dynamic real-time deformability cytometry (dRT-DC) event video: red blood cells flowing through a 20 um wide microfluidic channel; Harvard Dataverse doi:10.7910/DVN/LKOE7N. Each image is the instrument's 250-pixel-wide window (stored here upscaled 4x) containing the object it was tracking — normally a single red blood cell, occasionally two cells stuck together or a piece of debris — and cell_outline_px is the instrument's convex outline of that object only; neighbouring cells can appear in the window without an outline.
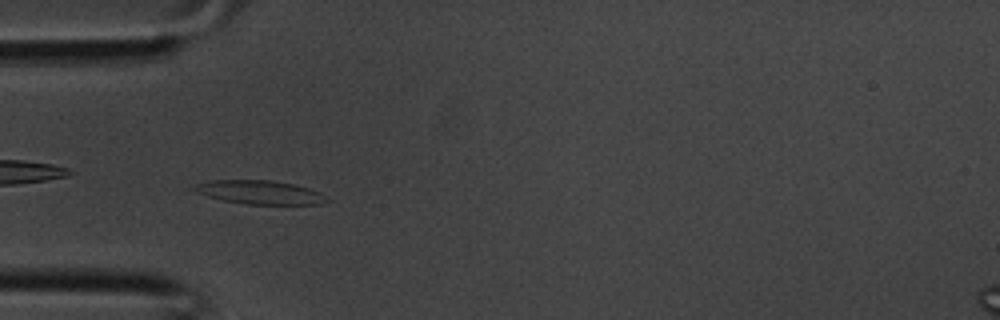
{"species": "common noctule bat (a hibernating species)", "species_latin": "Nyctalus noctula", "temperature_condition": "room temperature", "stored_images_in_passage": 28, "camera_frame_rate_fps": 3000, "um_per_image_px": 0.085, "animal": {"sex": "male", "body_mass_g": 20.1, "forearm_length_mm": 53.5}, "frame": {"image": 1, "passage_image": 2, "time_ms": 0.333, "image_size_px": [1000, 320], "cell_outline_px": [[332, 200], [320, 204], [244, 204], [224, 200], [208, 196], [196, 192], [188, 188], [196, 184], [212, 180], [272, 180], [292, 184], [308, 188], [320, 192]], "centroid_in_image_um": [22.08, 16.34], "position_along_channel_um": 62.9, "area_um2": 18.32}}
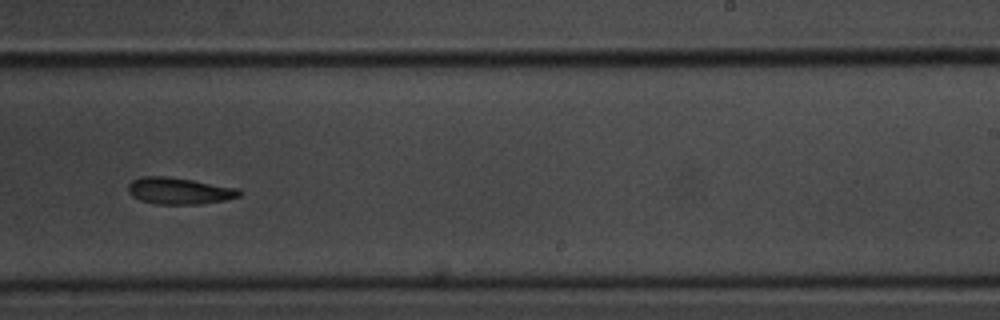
{"frame": {"image": 2, "passage_image": 14, "time_ms": 4.333, "image_size_px": [1000, 320], "cell_outline_px": [[240, 196], [224, 200], [200, 204], [156, 204], [140, 200], [132, 196], [128, 192], [128, 184], [132, 180], [140, 176], [168, 176], [240, 188]], "centroid_in_image_um": [15.21, 16.22], "position_along_channel_um": 273.8, "area_um2": 17.34}}
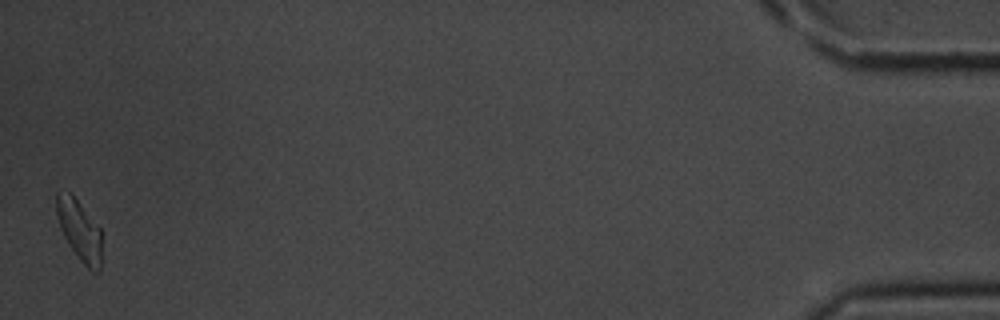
{"frame": {"image": 3, "passage_image": 28, "time_ms": 9.0, "image_size_px": [1000, 320], "cell_outline_px": [[100, 272], [92, 272], [80, 260], [68, 244], [60, 228], [56, 212], [56, 192], [72, 192], [100, 228]], "centroid_in_image_um": [6.73, 19.54], "position_along_channel_um": 428.5, "area_um2": 15.95}}